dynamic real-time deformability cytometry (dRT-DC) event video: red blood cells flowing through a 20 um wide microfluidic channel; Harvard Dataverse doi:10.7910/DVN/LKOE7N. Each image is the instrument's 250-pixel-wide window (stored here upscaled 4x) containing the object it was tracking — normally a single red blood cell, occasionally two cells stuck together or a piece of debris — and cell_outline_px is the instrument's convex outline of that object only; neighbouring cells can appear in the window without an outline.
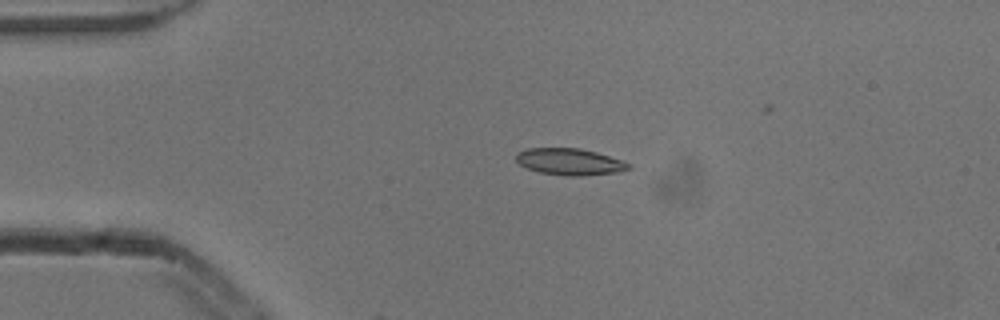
{"species": "common noctule bat (a hibernating species)", "species_latin": "Nyctalus noctula", "temperature_condition": "cold", "stored_images_in_passage": 2, "camera_frame_rate_fps": 3000, "um_per_image_px": 0.085, "animal": {"sex": "male", "body_mass_g": 13.3}, "frame": {"image": 1, "passage_image": 1, "time_ms": 0.0, "image_size_px": [1000, 320], "cell_outline_px": [[632, 168], [616, 172], [580, 176], [568, 176], [540, 172], [528, 168], [520, 164], [516, 160], [516, 156], [520, 152], [528, 148], [580, 148], [596, 152], [632, 164]], "centroid_in_image_um": [48.45, 13.75], "position_along_channel_um": 36.6, "area_um2": 17.22}}
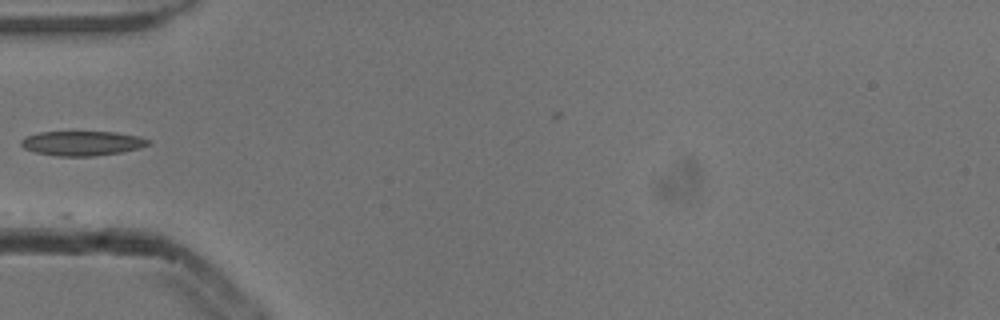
{"frame": {"image": 2, "passage_image": 2, "time_ms": 0.333, "image_size_px": [1000, 320], "cell_outline_px": [[152, 144], [140, 148], [120, 152], [92, 156], [56, 156], [36, 152], [24, 148], [20, 144], [20, 140], [24, 136], [40, 132], [116, 132], [140, 136], [152, 140]], "centroid_in_image_um": [7.01, 12.17], "position_along_channel_um": 78.0, "area_um2": 18.38}}